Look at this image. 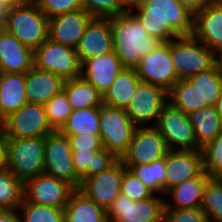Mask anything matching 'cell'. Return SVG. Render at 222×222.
<instances>
[{
	"mask_svg": "<svg viewBox=\"0 0 222 222\" xmlns=\"http://www.w3.org/2000/svg\"><path fill=\"white\" fill-rule=\"evenodd\" d=\"M214 107H215L218 115L220 116V118L222 120V90H221V93H220V97L217 100V102L215 103Z\"/></svg>",
	"mask_w": 222,
	"mask_h": 222,
	"instance_id": "obj_49",
	"label": "cell"
},
{
	"mask_svg": "<svg viewBox=\"0 0 222 222\" xmlns=\"http://www.w3.org/2000/svg\"><path fill=\"white\" fill-rule=\"evenodd\" d=\"M201 209L208 222H222V178L211 177L204 189Z\"/></svg>",
	"mask_w": 222,
	"mask_h": 222,
	"instance_id": "obj_36",
	"label": "cell"
},
{
	"mask_svg": "<svg viewBox=\"0 0 222 222\" xmlns=\"http://www.w3.org/2000/svg\"><path fill=\"white\" fill-rule=\"evenodd\" d=\"M35 2L48 18L83 9L82 0H35Z\"/></svg>",
	"mask_w": 222,
	"mask_h": 222,
	"instance_id": "obj_42",
	"label": "cell"
},
{
	"mask_svg": "<svg viewBox=\"0 0 222 222\" xmlns=\"http://www.w3.org/2000/svg\"><path fill=\"white\" fill-rule=\"evenodd\" d=\"M220 58L192 35L171 41V61L179 80L212 68Z\"/></svg>",
	"mask_w": 222,
	"mask_h": 222,
	"instance_id": "obj_5",
	"label": "cell"
},
{
	"mask_svg": "<svg viewBox=\"0 0 222 222\" xmlns=\"http://www.w3.org/2000/svg\"><path fill=\"white\" fill-rule=\"evenodd\" d=\"M99 126L103 148L121 159L128 150L137 126L123 109L104 104L99 107Z\"/></svg>",
	"mask_w": 222,
	"mask_h": 222,
	"instance_id": "obj_6",
	"label": "cell"
},
{
	"mask_svg": "<svg viewBox=\"0 0 222 222\" xmlns=\"http://www.w3.org/2000/svg\"><path fill=\"white\" fill-rule=\"evenodd\" d=\"M129 170L154 194L165 196V157L150 164L133 165Z\"/></svg>",
	"mask_w": 222,
	"mask_h": 222,
	"instance_id": "obj_35",
	"label": "cell"
},
{
	"mask_svg": "<svg viewBox=\"0 0 222 222\" xmlns=\"http://www.w3.org/2000/svg\"><path fill=\"white\" fill-rule=\"evenodd\" d=\"M119 159L107 149L72 150V162L76 175L81 182L90 176L109 169Z\"/></svg>",
	"mask_w": 222,
	"mask_h": 222,
	"instance_id": "obj_26",
	"label": "cell"
},
{
	"mask_svg": "<svg viewBox=\"0 0 222 222\" xmlns=\"http://www.w3.org/2000/svg\"><path fill=\"white\" fill-rule=\"evenodd\" d=\"M128 10L161 43L192 34L193 14L179 0H143Z\"/></svg>",
	"mask_w": 222,
	"mask_h": 222,
	"instance_id": "obj_1",
	"label": "cell"
},
{
	"mask_svg": "<svg viewBox=\"0 0 222 222\" xmlns=\"http://www.w3.org/2000/svg\"><path fill=\"white\" fill-rule=\"evenodd\" d=\"M65 80L50 71L33 66L25 73L26 98L28 103L44 105L63 90Z\"/></svg>",
	"mask_w": 222,
	"mask_h": 222,
	"instance_id": "obj_23",
	"label": "cell"
},
{
	"mask_svg": "<svg viewBox=\"0 0 222 222\" xmlns=\"http://www.w3.org/2000/svg\"><path fill=\"white\" fill-rule=\"evenodd\" d=\"M113 35L109 19L93 18L87 25L76 47L80 62L110 53Z\"/></svg>",
	"mask_w": 222,
	"mask_h": 222,
	"instance_id": "obj_20",
	"label": "cell"
},
{
	"mask_svg": "<svg viewBox=\"0 0 222 222\" xmlns=\"http://www.w3.org/2000/svg\"><path fill=\"white\" fill-rule=\"evenodd\" d=\"M3 30V26L2 25H0V32Z\"/></svg>",
	"mask_w": 222,
	"mask_h": 222,
	"instance_id": "obj_53",
	"label": "cell"
},
{
	"mask_svg": "<svg viewBox=\"0 0 222 222\" xmlns=\"http://www.w3.org/2000/svg\"><path fill=\"white\" fill-rule=\"evenodd\" d=\"M126 170L127 168L119 159L109 169L85 178L78 190L107 210L115 198L121 194V180Z\"/></svg>",
	"mask_w": 222,
	"mask_h": 222,
	"instance_id": "obj_15",
	"label": "cell"
},
{
	"mask_svg": "<svg viewBox=\"0 0 222 222\" xmlns=\"http://www.w3.org/2000/svg\"><path fill=\"white\" fill-rule=\"evenodd\" d=\"M168 152L164 137L154 126L136 127L128 150L120 160L129 169L164 158Z\"/></svg>",
	"mask_w": 222,
	"mask_h": 222,
	"instance_id": "obj_14",
	"label": "cell"
},
{
	"mask_svg": "<svg viewBox=\"0 0 222 222\" xmlns=\"http://www.w3.org/2000/svg\"><path fill=\"white\" fill-rule=\"evenodd\" d=\"M63 90L73 110L100 107L102 105V95L81 76L65 80Z\"/></svg>",
	"mask_w": 222,
	"mask_h": 222,
	"instance_id": "obj_31",
	"label": "cell"
},
{
	"mask_svg": "<svg viewBox=\"0 0 222 222\" xmlns=\"http://www.w3.org/2000/svg\"><path fill=\"white\" fill-rule=\"evenodd\" d=\"M6 144L7 138L5 137L2 129H0V169L6 167Z\"/></svg>",
	"mask_w": 222,
	"mask_h": 222,
	"instance_id": "obj_47",
	"label": "cell"
},
{
	"mask_svg": "<svg viewBox=\"0 0 222 222\" xmlns=\"http://www.w3.org/2000/svg\"><path fill=\"white\" fill-rule=\"evenodd\" d=\"M18 210H2L0 212V222H22Z\"/></svg>",
	"mask_w": 222,
	"mask_h": 222,
	"instance_id": "obj_46",
	"label": "cell"
},
{
	"mask_svg": "<svg viewBox=\"0 0 222 222\" xmlns=\"http://www.w3.org/2000/svg\"><path fill=\"white\" fill-rule=\"evenodd\" d=\"M168 102V91L162 87L139 81L125 113L137 127L156 122L163 106ZM150 123V124H149Z\"/></svg>",
	"mask_w": 222,
	"mask_h": 222,
	"instance_id": "obj_12",
	"label": "cell"
},
{
	"mask_svg": "<svg viewBox=\"0 0 222 222\" xmlns=\"http://www.w3.org/2000/svg\"><path fill=\"white\" fill-rule=\"evenodd\" d=\"M74 190L66 181L42 173L24 183V199L27 202L64 209Z\"/></svg>",
	"mask_w": 222,
	"mask_h": 222,
	"instance_id": "obj_16",
	"label": "cell"
},
{
	"mask_svg": "<svg viewBox=\"0 0 222 222\" xmlns=\"http://www.w3.org/2000/svg\"><path fill=\"white\" fill-rule=\"evenodd\" d=\"M44 106L52 130L60 131L73 112L64 90L52 97Z\"/></svg>",
	"mask_w": 222,
	"mask_h": 222,
	"instance_id": "obj_38",
	"label": "cell"
},
{
	"mask_svg": "<svg viewBox=\"0 0 222 222\" xmlns=\"http://www.w3.org/2000/svg\"><path fill=\"white\" fill-rule=\"evenodd\" d=\"M191 35L219 58L222 56V2L212 1L193 15Z\"/></svg>",
	"mask_w": 222,
	"mask_h": 222,
	"instance_id": "obj_17",
	"label": "cell"
},
{
	"mask_svg": "<svg viewBox=\"0 0 222 222\" xmlns=\"http://www.w3.org/2000/svg\"><path fill=\"white\" fill-rule=\"evenodd\" d=\"M189 117L195 131L197 150H201L222 131V120L214 106L196 110Z\"/></svg>",
	"mask_w": 222,
	"mask_h": 222,
	"instance_id": "obj_29",
	"label": "cell"
},
{
	"mask_svg": "<svg viewBox=\"0 0 222 222\" xmlns=\"http://www.w3.org/2000/svg\"><path fill=\"white\" fill-rule=\"evenodd\" d=\"M64 222H108L106 210L75 189L64 208Z\"/></svg>",
	"mask_w": 222,
	"mask_h": 222,
	"instance_id": "obj_27",
	"label": "cell"
},
{
	"mask_svg": "<svg viewBox=\"0 0 222 222\" xmlns=\"http://www.w3.org/2000/svg\"><path fill=\"white\" fill-rule=\"evenodd\" d=\"M24 199V183L7 167L0 169V209L18 210Z\"/></svg>",
	"mask_w": 222,
	"mask_h": 222,
	"instance_id": "obj_33",
	"label": "cell"
},
{
	"mask_svg": "<svg viewBox=\"0 0 222 222\" xmlns=\"http://www.w3.org/2000/svg\"><path fill=\"white\" fill-rule=\"evenodd\" d=\"M113 35V50L124 68H135L161 42L150 36L129 11L108 18Z\"/></svg>",
	"mask_w": 222,
	"mask_h": 222,
	"instance_id": "obj_2",
	"label": "cell"
},
{
	"mask_svg": "<svg viewBox=\"0 0 222 222\" xmlns=\"http://www.w3.org/2000/svg\"><path fill=\"white\" fill-rule=\"evenodd\" d=\"M211 178L205 171L198 177L185 180L165 193V209L200 208L205 186ZM172 199L170 202L168 199ZM171 197V198H170Z\"/></svg>",
	"mask_w": 222,
	"mask_h": 222,
	"instance_id": "obj_24",
	"label": "cell"
},
{
	"mask_svg": "<svg viewBox=\"0 0 222 222\" xmlns=\"http://www.w3.org/2000/svg\"><path fill=\"white\" fill-rule=\"evenodd\" d=\"M25 73H0V111L3 118L28 103Z\"/></svg>",
	"mask_w": 222,
	"mask_h": 222,
	"instance_id": "obj_25",
	"label": "cell"
},
{
	"mask_svg": "<svg viewBox=\"0 0 222 222\" xmlns=\"http://www.w3.org/2000/svg\"><path fill=\"white\" fill-rule=\"evenodd\" d=\"M215 0H179V2L193 15L201 11L208 3Z\"/></svg>",
	"mask_w": 222,
	"mask_h": 222,
	"instance_id": "obj_45",
	"label": "cell"
},
{
	"mask_svg": "<svg viewBox=\"0 0 222 222\" xmlns=\"http://www.w3.org/2000/svg\"><path fill=\"white\" fill-rule=\"evenodd\" d=\"M4 9L0 6V25L3 24V20H4Z\"/></svg>",
	"mask_w": 222,
	"mask_h": 222,
	"instance_id": "obj_51",
	"label": "cell"
},
{
	"mask_svg": "<svg viewBox=\"0 0 222 222\" xmlns=\"http://www.w3.org/2000/svg\"><path fill=\"white\" fill-rule=\"evenodd\" d=\"M69 138L72 150H101L103 144L100 135H65Z\"/></svg>",
	"mask_w": 222,
	"mask_h": 222,
	"instance_id": "obj_44",
	"label": "cell"
},
{
	"mask_svg": "<svg viewBox=\"0 0 222 222\" xmlns=\"http://www.w3.org/2000/svg\"><path fill=\"white\" fill-rule=\"evenodd\" d=\"M2 131L7 139L45 137L53 132L45 106L26 103L5 118Z\"/></svg>",
	"mask_w": 222,
	"mask_h": 222,
	"instance_id": "obj_11",
	"label": "cell"
},
{
	"mask_svg": "<svg viewBox=\"0 0 222 222\" xmlns=\"http://www.w3.org/2000/svg\"><path fill=\"white\" fill-rule=\"evenodd\" d=\"M60 132L63 135H100L99 107L73 110Z\"/></svg>",
	"mask_w": 222,
	"mask_h": 222,
	"instance_id": "obj_32",
	"label": "cell"
},
{
	"mask_svg": "<svg viewBox=\"0 0 222 222\" xmlns=\"http://www.w3.org/2000/svg\"><path fill=\"white\" fill-rule=\"evenodd\" d=\"M18 210L22 222H64V209L61 208L31 203L23 199Z\"/></svg>",
	"mask_w": 222,
	"mask_h": 222,
	"instance_id": "obj_37",
	"label": "cell"
},
{
	"mask_svg": "<svg viewBox=\"0 0 222 222\" xmlns=\"http://www.w3.org/2000/svg\"><path fill=\"white\" fill-rule=\"evenodd\" d=\"M44 173L66 181L74 189L81 185V179L74 170L69 138L60 131L45 136Z\"/></svg>",
	"mask_w": 222,
	"mask_h": 222,
	"instance_id": "obj_9",
	"label": "cell"
},
{
	"mask_svg": "<svg viewBox=\"0 0 222 222\" xmlns=\"http://www.w3.org/2000/svg\"><path fill=\"white\" fill-rule=\"evenodd\" d=\"M164 137L169 151L197 150L195 131L189 115L169 101L163 106L156 122L152 123Z\"/></svg>",
	"mask_w": 222,
	"mask_h": 222,
	"instance_id": "obj_7",
	"label": "cell"
},
{
	"mask_svg": "<svg viewBox=\"0 0 222 222\" xmlns=\"http://www.w3.org/2000/svg\"><path fill=\"white\" fill-rule=\"evenodd\" d=\"M165 193L184 182L198 177L203 170L201 150L169 151L165 156Z\"/></svg>",
	"mask_w": 222,
	"mask_h": 222,
	"instance_id": "obj_18",
	"label": "cell"
},
{
	"mask_svg": "<svg viewBox=\"0 0 222 222\" xmlns=\"http://www.w3.org/2000/svg\"><path fill=\"white\" fill-rule=\"evenodd\" d=\"M25 0H0V6L4 9H10L13 6L22 4Z\"/></svg>",
	"mask_w": 222,
	"mask_h": 222,
	"instance_id": "obj_48",
	"label": "cell"
},
{
	"mask_svg": "<svg viewBox=\"0 0 222 222\" xmlns=\"http://www.w3.org/2000/svg\"><path fill=\"white\" fill-rule=\"evenodd\" d=\"M201 151L203 170L211 177L222 178V131Z\"/></svg>",
	"mask_w": 222,
	"mask_h": 222,
	"instance_id": "obj_39",
	"label": "cell"
},
{
	"mask_svg": "<svg viewBox=\"0 0 222 222\" xmlns=\"http://www.w3.org/2000/svg\"><path fill=\"white\" fill-rule=\"evenodd\" d=\"M168 101L187 115L202 109L201 94L187 79L179 80L168 91Z\"/></svg>",
	"mask_w": 222,
	"mask_h": 222,
	"instance_id": "obj_34",
	"label": "cell"
},
{
	"mask_svg": "<svg viewBox=\"0 0 222 222\" xmlns=\"http://www.w3.org/2000/svg\"><path fill=\"white\" fill-rule=\"evenodd\" d=\"M201 94L202 109L214 106L222 90V63L219 60L207 71L199 72L187 79Z\"/></svg>",
	"mask_w": 222,
	"mask_h": 222,
	"instance_id": "obj_30",
	"label": "cell"
},
{
	"mask_svg": "<svg viewBox=\"0 0 222 222\" xmlns=\"http://www.w3.org/2000/svg\"><path fill=\"white\" fill-rule=\"evenodd\" d=\"M107 219L119 222H164L165 199L154 194L150 198L133 201L120 194L106 210Z\"/></svg>",
	"mask_w": 222,
	"mask_h": 222,
	"instance_id": "obj_10",
	"label": "cell"
},
{
	"mask_svg": "<svg viewBox=\"0 0 222 222\" xmlns=\"http://www.w3.org/2000/svg\"><path fill=\"white\" fill-rule=\"evenodd\" d=\"M139 81L135 69L123 68L102 96V104L125 110Z\"/></svg>",
	"mask_w": 222,
	"mask_h": 222,
	"instance_id": "obj_28",
	"label": "cell"
},
{
	"mask_svg": "<svg viewBox=\"0 0 222 222\" xmlns=\"http://www.w3.org/2000/svg\"><path fill=\"white\" fill-rule=\"evenodd\" d=\"M45 137L7 139L6 167L25 183L44 173Z\"/></svg>",
	"mask_w": 222,
	"mask_h": 222,
	"instance_id": "obj_4",
	"label": "cell"
},
{
	"mask_svg": "<svg viewBox=\"0 0 222 222\" xmlns=\"http://www.w3.org/2000/svg\"><path fill=\"white\" fill-rule=\"evenodd\" d=\"M140 81L169 91L179 81L171 61V41L160 43L147 56L139 60L134 68Z\"/></svg>",
	"mask_w": 222,
	"mask_h": 222,
	"instance_id": "obj_13",
	"label": "cell"
},
{
	"mask_svg": "<svg viewBox=\"0 0 222 222\" xmlns=\"http://www.w3.org/2000/svg\"><path fill=\"white\" fill-rule=\"evenodd\" d=\"M49 18L35 1H24L4 11L3 29L33 52L48 38Z\"/></svg>",
	"mask_w": 222,
	"mask_h": 222,
	"instance_id": "obj_3",
	"label": "cell"
},
{
	"mask_svg": "<svg viewBox=\"0 0 222 222\" xmlns=\"http://www.w3.org/2000/svg\"><path fill=\"white\" fill-rule=\"evenodd\" d=\"M143 0H125L126 6L128 9L136 4L141 3Z\"/></svg>",
	"mask_w": 222,
	"mask_h": 222,
	"instance_id": "obj_50",
	"label": "cell"
},
{
	"mask_svg": "<svg viewBox=\"0 0 222 222\" xmlns=\"http://www.w3.org/2000/svg\"><path fill=\"white\" fill-rule=\"evenodd\" d=\"M92 19L84 9L53 16L48 21V38L76 49Z\"/></svg>",
	"mask_w": 222,
	"mask_h": 222,
	"instance_id": "obj_19",
	"label": "cell"
},
{
	"mask_svg": "<svg viewBox=\"0 0 222 222\" xmlns=\"http://www.w3.org/2000/svg\"><path fill=\"white\" fill-rule=\"evenodd\" d=\"M33 51L16 37L0 32V73H26L33 66Z\"/></svg>",
	"mask_w": 222,
	"mask_h": 222,
	"instance_id": "obj_22",
	"label": "cell"
},
{
	"mask_svg": "<svg viewBox=\"0 0 222 222\" xmlns=\"http://www.w3.org/2000/svg\"><path fill=\"white\" fill-rule=\"evenodd\" d=\"M34 66L50 71L64 80L80 76L81 62L76 49L47 38L33 53Z\"/></svg>",
	"mask_w": 222,
	"mask_h": 222,
	"instance_id": "obj_8",
	"label": "cell"
},
{
	"mask_svg": "<svg viewBox=\"0 0 222 222\" xmlns=\"http://www.w3.org/2000/svg\"><path fill=\"white\" fill-rule=\"evenodd\" d=\"M83 9L92 17L108 19L128 10L125 0H82Z\"/></svg>",
	"mask_w": 222,
	"mask_h": 222,
	"instance_id": "obj_40",
	"label": "cell"
},
{
	"mask_svg": "<svg viewBox=\"0 0 222 222\" xmlns=\"http://www.w3.org/2000/svg\"><path fill=\"white\" fill-rule=\"evenodd\" d=\"M164 222H208V218L200 208L165 209Z\"/></svg>",
	"mask_w": 222,
	"mask_h": 222,
	"instance_id": "obj_43",
	"label": "cell"
},
{
	"mask_svg": "<svg viewBox=\"0 0 222 222\" xmlns=\"http://www.w3.org/2000/svg\"><path fill=\"white\" fill-rule=\"evenodd\" d=\"M4 121H5V119L3 118L2 114H1V111H0V129L3 128Z\"/></svg>",
	"mask_w": 222,
	"mask_h": 222,
	"instance_id": "obj_52",
	"label": "cell"
},
{
	"mask_svg": "<svg viewBox=\"0 0 222 222\" xmlns=\"http://www.w3.org/2000/svg\"><path fill=\"white\" fill-rule=\"evenodd\" d=\"M121 194L133 201L150 198L154 193L129 169H127L121 180Z\"/></svg>",
	"mask_w": 222,
	"mask_h": 222,
	"instance_id": "obj_41",
	"label": "cell"
},
{
	"mask_svg": "<svg viewBox=\"0 0 222 222\" xmlns=\"http://www.w3.org/2000/svg\"><path fill=\"white\" fill-rule=\"evenodd\" d=\"M124 67L115 51L81 62L80 76L91 83L103 96Z\"/></svg>",
	"mask_w": 222,
	"mask_h": 222,
	"instance_id": "obj_21",
	"label": "cell"
}]
</instances>
